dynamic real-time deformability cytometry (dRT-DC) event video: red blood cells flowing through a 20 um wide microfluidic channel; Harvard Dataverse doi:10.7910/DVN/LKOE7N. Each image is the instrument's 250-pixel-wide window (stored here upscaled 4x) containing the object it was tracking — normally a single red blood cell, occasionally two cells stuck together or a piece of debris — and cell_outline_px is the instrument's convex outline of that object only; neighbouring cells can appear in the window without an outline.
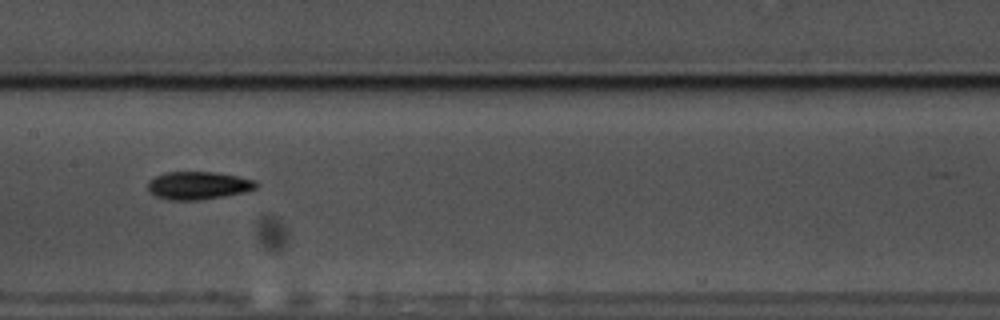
{"species": "common noctule bat (a hibernating species)", "species_latin": "Nyctalus noctula", "temperature_condition": "warm", "stored_images_in_passage": 40, "camera_frame_rate_fps": 3000, "um_per_image_px": 0.085, "animal": {"sex": "male", "body_mass_g": 17.5, "forearm_length_mm": 52.3}, "frame": {"image": 1, "passage_image": 12, "time_ms": 3.667, "image_size_px": [1000, 320], "cell_outline_px": [[260, 184], [256, 188], [248, 192], [200, 200], [168, 200], [156, 196], [148, 192], [148, 180], [164, 172], [216, 172], [256, 180]], "centroid_in_image_um": [16.87, 15.77], "position_along_channel_um": 190.5, "area_um2": 17.86}}
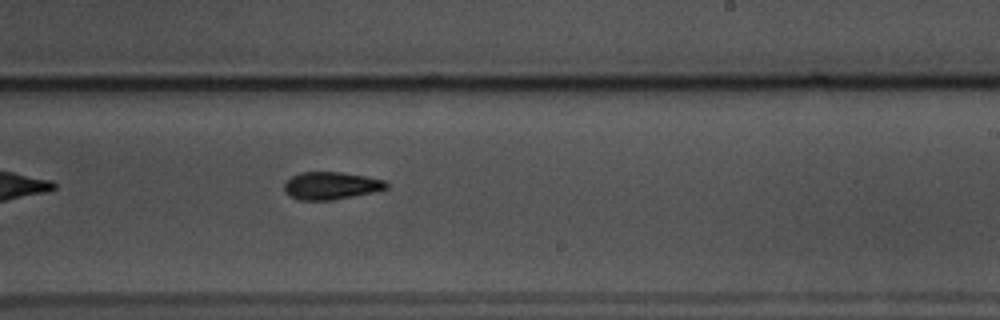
{"frame": {"image": 2, "passage_image": 18, "time_ms": 5.667, "image_size_px": [1000, 320], "cell_outline_px": [[388, 188], [372, 192], [332, 200], [300, 200], [284, 192], [284, 184], [292, 176], [300, 172], [340, 172], [364, 176], [384, 180], [388, 184]], "centroid_in_image_um": [28.12, 15.78], "position_along_channel_um": 260.9, "area_um2": 16.18}, "authors_computed_cell_mechanics": {"area_um2": 16.6464, "velocity_mm_per_s": 3.5246, "shape_relaxation_time_tau1_ms": 3.5385, "shape_relaxation_time_tau2_ms": 7.022, "deformation_change_tau1": 0.1401, "deformation_change_tau2": 0.149}}